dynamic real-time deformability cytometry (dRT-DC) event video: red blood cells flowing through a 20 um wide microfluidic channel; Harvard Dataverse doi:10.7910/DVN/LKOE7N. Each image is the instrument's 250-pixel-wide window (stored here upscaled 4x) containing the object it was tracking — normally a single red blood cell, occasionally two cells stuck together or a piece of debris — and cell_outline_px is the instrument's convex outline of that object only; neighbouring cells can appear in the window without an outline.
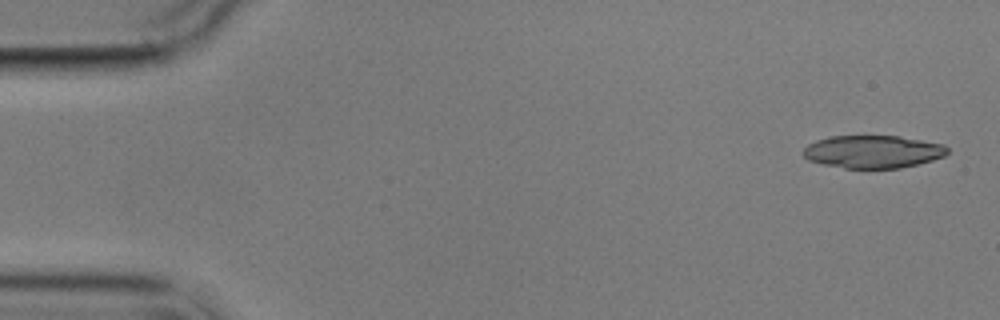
{"species": "common noctule bat (a hibernating species)", "species_latin": "Nyctalus noctula", "temperature_condition": "cold", "stored_images_in_passage": 5, "camera_frame_rate_fps": 3000, "um_per_image_px": 0.085, "animal": {"sex": "male", "body_mass_g": 17.9}, "frame": {"image": 1, "passage_image": 1, "time_ms": 0.0, "image_size_px": [1000, 320], "cell_outline_px": [[948, 152], [944, 156], [932, 160], [900, 168], [844, 168], [824, 164], [808, 160], [800, 152], [808, 144], [816, 140], [828, 136], [900, 136], [944, 144], [948, 148]], "centroid_in_image_um": [74.17, 12.88], "position_along_channel_um": 10.8, "area_um2": 27.57}}